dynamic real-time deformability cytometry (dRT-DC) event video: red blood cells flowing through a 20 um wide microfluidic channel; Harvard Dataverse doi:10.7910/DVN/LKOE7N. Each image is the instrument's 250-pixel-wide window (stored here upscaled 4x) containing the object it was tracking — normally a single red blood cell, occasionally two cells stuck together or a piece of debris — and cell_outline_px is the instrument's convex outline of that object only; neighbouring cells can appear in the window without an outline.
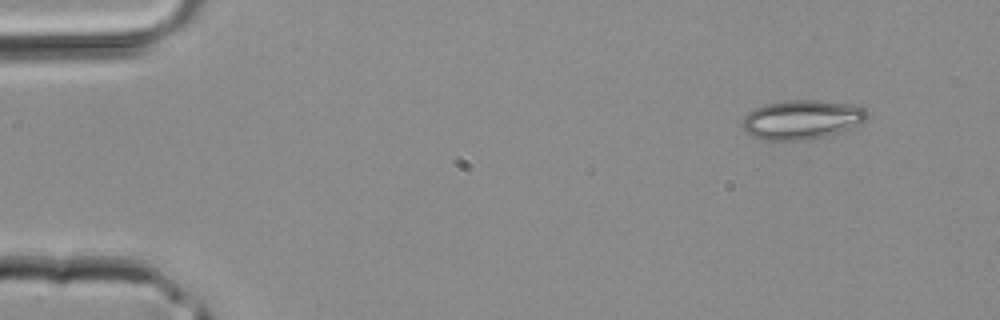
{"species": "common noctule bat (a hibernating species)", "species_latin": "Nyctalus noctula", "temperature_condition": "room temperature", "stored_images_in_passage": 39, "camera_frame_rate_fps": 3000, "um_per_image_px": 0.085, "animal": {"sex": "male", "body_mass_g": 20.4}, "frame": {"image": 1, "passage_image": 1, "time_ms": 0.0, "image_size_px": [1000, 320], "cell_outline_px": [[868, 116], [864, 120], [836, 132], [812, 140], [764, 140], [748, 132], [744, 128], [744, 116], [748, 112], [764, 104], [784, 100], [816, 100], [844, 104], [864, 108], [868, 112]], "centroid_in_image_um": [68.11, 10.16], "position_along_channel_um": 16.9, "area_um2": 27.74}}
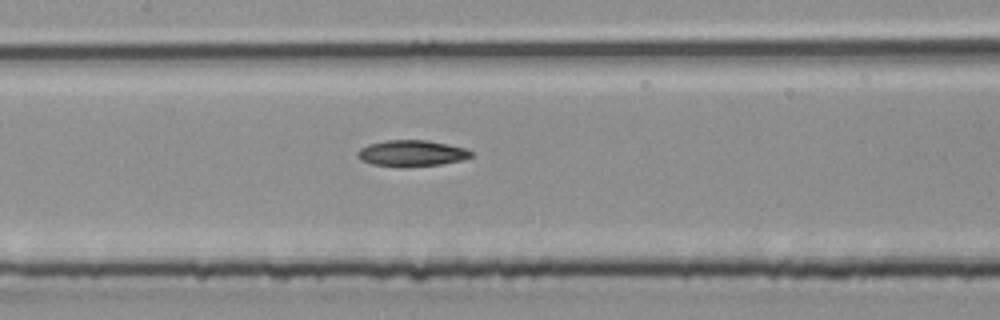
{"frame": {"image": 2, "passage_image": 17, "time_ms": 5.333, "image_size_px": [1000, 320], "cell_outline_px": [[472, 156], [464, 160], [440, 164], [404, 168], [372, 164], [360, 160], [356, 156], [356, 152], [360, 148], [368, 144], [388, 140], [428, 140], [448, 144], [464, 148], [472, 152]], "centroid_in_image_um": [34.96, 13.04], "position_along_channel_um": 172.4, "area_um2": 17.57}}
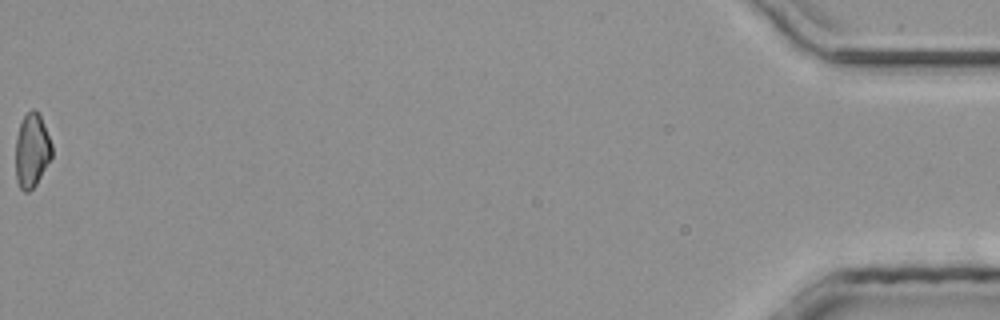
{"frame": {"image": 3, "passage_image": 39, "time_ms": 12.667, "image_size_px": [1000, 320], "cell_outline_px": [[52, 156], [36, 184], [28, 192], [24, 192], [20, 188], [16, 180], [16, 136], [20, 124], [24, 116], [32, 108], [40, 116], [52, 144]], "centroid_in_image_um": [2.7, 12.81], "position_along_channel_um": 432.5, "area_um2": 15.43}}